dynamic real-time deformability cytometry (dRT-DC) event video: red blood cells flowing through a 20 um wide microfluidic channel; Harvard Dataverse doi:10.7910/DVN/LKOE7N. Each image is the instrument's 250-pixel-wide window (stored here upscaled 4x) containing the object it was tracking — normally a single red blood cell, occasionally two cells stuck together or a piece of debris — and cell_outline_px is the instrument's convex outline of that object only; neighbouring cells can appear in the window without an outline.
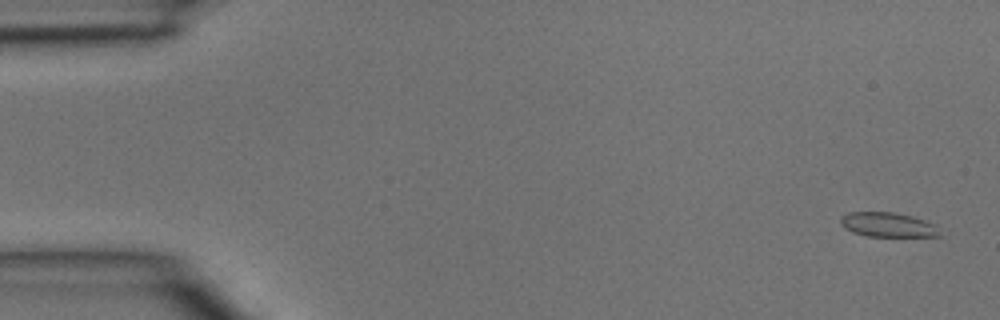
{"species": "common noctule bat (a hibernating species)", "species_latin": "Nyctalus noctula", "temperature_condition": "room temperature", "stored_images_in_passage": 3, "camera_frame_rate_fps": 3000, "um_per_image_px": 0.085, "animal": {"sex": "male", "body_mass_g": 15.6}, "frame": {"image": 1, "passage_image": 1, "time_ms": 0.0, "image_size_px": [1000, 320], "cell_outline_px": [[940, 236], [868, 236], [852, 232], [844, 228], [840, 224], [840, 216], [848, 212], [892, 212], [912, 216], [936, 224]], "centroid_in_image_um": [75.42, 19.09], "position_along_channel_um": 9.6, "area_um2": 14.16}}
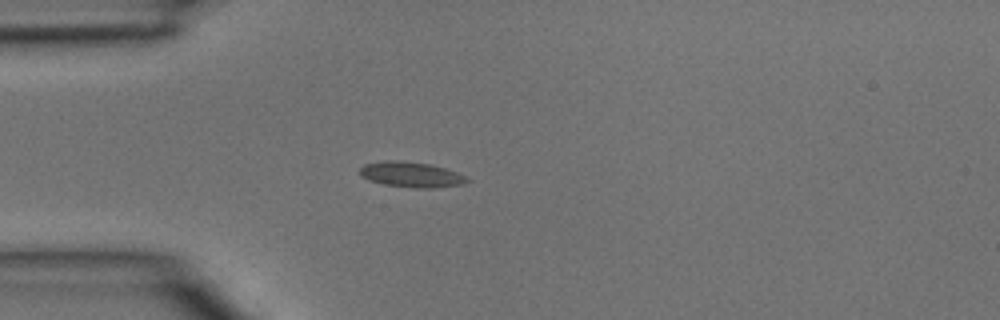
{"frame": {"image": 2, "passage_image": 3, "time_ms": 0.667, "image_size_px": [1000, 320], "cell_outline_px": [[472, 180], [464, 184], [432, 188], [416, 188], [380, 184], [368, 180], [360, 176], [360, 168], [364, 164], [384, 160], [400, 160], [428, 164], [444, 168], [456, 172]], "centroid_in_image_um": [34.92, 14.84], "position_along_channel_um": 50.1, "area_um2": 15.95}}